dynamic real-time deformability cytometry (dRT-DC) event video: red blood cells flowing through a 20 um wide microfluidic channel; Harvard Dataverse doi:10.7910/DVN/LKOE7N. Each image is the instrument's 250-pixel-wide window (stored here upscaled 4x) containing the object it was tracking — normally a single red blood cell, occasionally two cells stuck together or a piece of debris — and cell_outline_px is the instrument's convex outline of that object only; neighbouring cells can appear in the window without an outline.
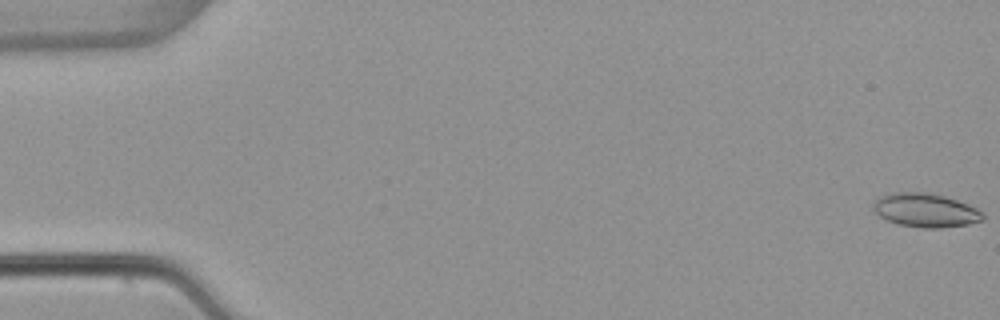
{"species": "common noctule bat (a hibernating species)", "species_latin": "Nyctalus noctula", "temperature_condition": "warm", "stored_images_in_passage": 54, "camera_frame_rate_fps": 3000, "um_per_image_px": 0.085, "animal": {"sex": "female", "body_mass_g": 22.7, "forearm_length_mm": 54.2}, "frame": {"image": 1, "passage_image": 1, "time_ms": 0.0, "image_size_px": [1000, 320], "cell_outline_px": [[984, 220], [968, 224], [940, 228], [924, 228], [896, 224], [880, 216], [872, 208], [872, 204], [880, 196], [892, 192], [928, 192], [944, 196], [968, 204], [984, 212]], "centroid_in_image_um": [78.67, 17.87], "position_along_channel_um": 6.3, "area_um2": 21.68}}
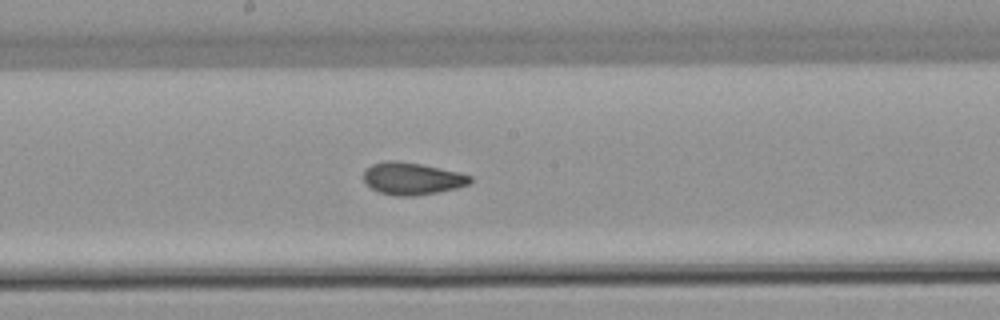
{"frame": {"image": 2, "passage_image": 29, "time_ms": 9.333, "image_size_px": [1000, 320], "cell_outline_px": [[472, 180], [468, 184], [456, 188], [416, 196], [396, 196], [380, 192], [372, 188], [364, 180], [364, 168], [372, 164], [384, 160], [396, 160], [420, 164], [460, 172], [472, 176]], "centroid_in_image_um": [35.02, 15.16], "position_along_channel_um": 213.2, "area_um2": 20.0}}
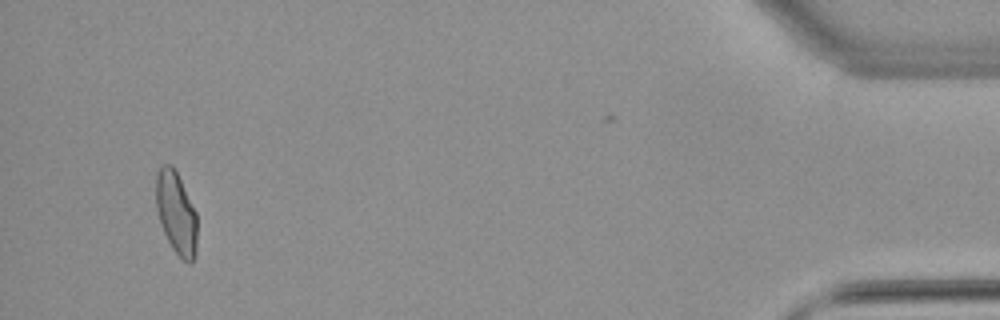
{"frame": {"image": 3, "passage_image": 51, "time_ms": 16.667, "image_size_px": [1000, 320], "cell_outline_px": [[196, 256], [192, 264], [188, 264], [172, 248], [160, 224], [156, 208], [156, 172], [164, 164], [172, 164], [196, 212]], "centroid_in_image_um": [14.97, 18.12], "position_along_channel_um": 420.2, "area_um2": 19.65}, "authors_computed_cell_mechanics": {"area_um2": 20.23, "velocity_mm_per_s": 3.8855, "shape_relaxation_time_tau1_ms": null, "shape_relaxation_time_tau2_ms": 1.414, "deformation_change_tau1": null, "deformation_change_tau2": 0.0784}}